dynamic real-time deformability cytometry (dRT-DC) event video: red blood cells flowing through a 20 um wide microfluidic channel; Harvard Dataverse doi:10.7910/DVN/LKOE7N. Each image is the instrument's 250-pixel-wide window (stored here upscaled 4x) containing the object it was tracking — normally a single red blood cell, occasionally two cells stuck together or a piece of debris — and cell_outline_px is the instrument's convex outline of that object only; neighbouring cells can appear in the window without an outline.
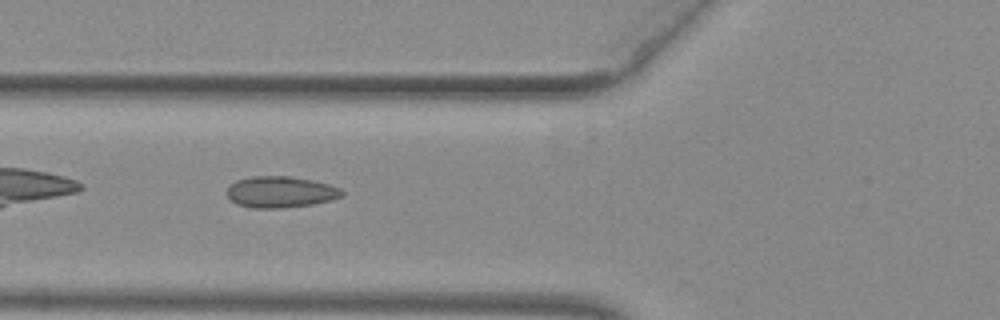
{"species": "common noctule bat (a hibernating species)", "species_latin": "Nyctalus noctula", "temperature_condition": "warm", "stored_images_in_passage": 34, "camera_frame_rate_fps": 3000, "um_per_image_px": 0.085, "animal": {"sex": "female", "body_mass_g": 29.2, "forearm_length_mm": 56.3}, "frame": {"image": 1, "passage_image": 4, "time_ms": 1.0, "image_size_px": [1000, 320], "cell_outline_px": [[344, 196], [332, 200], [312, 204], [284, 208], [252, 208], [236, 204], [228, 196], [228, 188], [236, 180], [252, 176], [288, 176], [312, 180], [328, 184], [340, 188], [344, 192]], "centroid_in_image_um": [23.87, 16.32], "position_along_channel_um": 101.9, "area_um2": 20.98}}
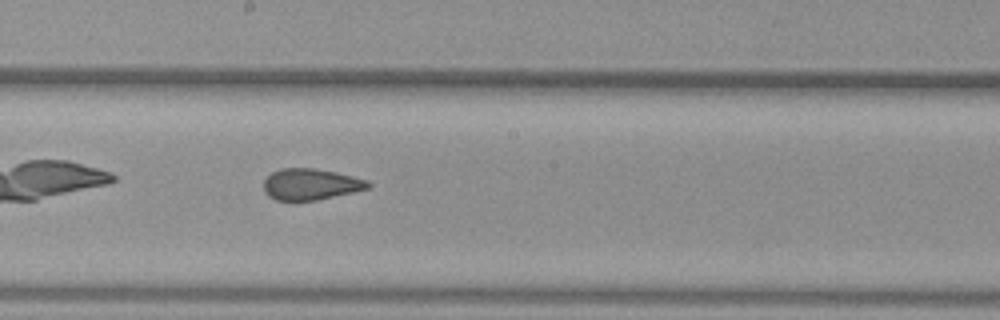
{"frame": {"image": 2, "passage_image": 13, "time_ms": 4.0, "image_size_px": [1000, 320], "cell_outline_px": [[372, 184], [368, 188], [352, 192], [316, 200], [276, 200], [268, 196], [264, 192], [264, 180], [272, 172], [280, 168], [316, 168], [336, 172], [368, 180]], "centroid_in_image_um": [26.39, 15.65], "position_along_channel_um": 221.8, "area_um2": 18.96}}
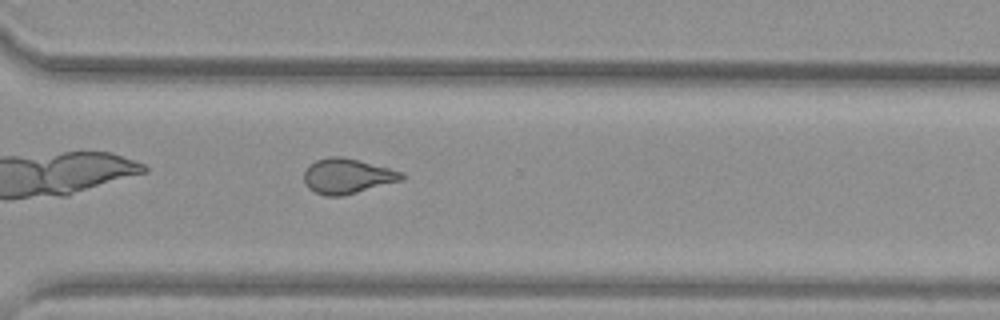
{"frame": {"image": 3, "passage_image": 22, "time_ms": 7.0, "image_size_px": [1000, 320], "cell_outline_px": [[404, 180], [344, 196], [324, 196], [308, 188], [304, 184], [304, 172], [316, 160], [328, 156], [344, 156], [404, 172]], "centroid_in_image_um": [29.54, 14.97], "position_along_channel_um": 341.1, "area_um2": 20.17}}